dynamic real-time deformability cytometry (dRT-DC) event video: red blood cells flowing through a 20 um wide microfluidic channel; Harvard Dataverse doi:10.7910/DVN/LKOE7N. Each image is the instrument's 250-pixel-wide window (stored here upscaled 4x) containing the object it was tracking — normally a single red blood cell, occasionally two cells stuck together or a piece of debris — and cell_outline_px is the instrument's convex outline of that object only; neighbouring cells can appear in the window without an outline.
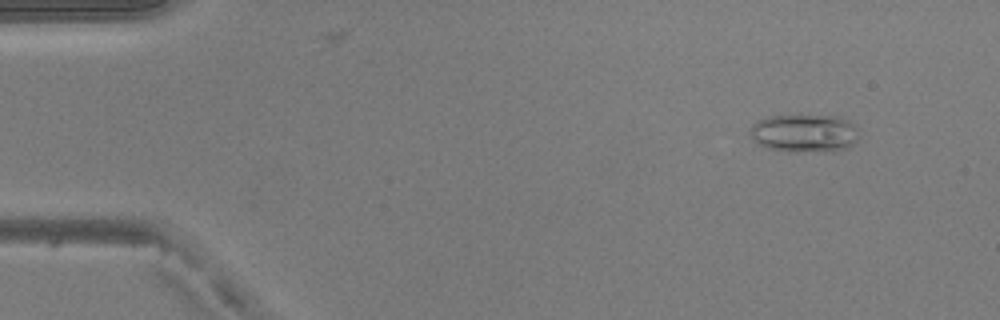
{"species": "common noctule bat (a hibernating species)", "species_latin": "Nyctalus noctula", "temperature_condition": "warm", "stored_images_in_passage": 14, "camera_frame_rate_fps": 3000, "um_per_image_px": 0.085, "animal": {"sex": "male", "body_mass_g": 20.5, "forearm_length_mm": 52.5}, "frame": {"image": 1, "passage_image": 5, "time_ms": 1.333, "image_size_px": [1000, 320], "cell_outline_px": [[856, 140], [848, 148], [836, 152], [788, 152], [768, 148], [752, 140], [748, 136], [748, 132], [752, 124], [768, 116], [800, 112], [836, 116], [848, 120], [856, 128]], "centroid_in_image_um": [68.32, 11.29], "position_along_channel_um": 16.7, "area_um2": 25.37}}